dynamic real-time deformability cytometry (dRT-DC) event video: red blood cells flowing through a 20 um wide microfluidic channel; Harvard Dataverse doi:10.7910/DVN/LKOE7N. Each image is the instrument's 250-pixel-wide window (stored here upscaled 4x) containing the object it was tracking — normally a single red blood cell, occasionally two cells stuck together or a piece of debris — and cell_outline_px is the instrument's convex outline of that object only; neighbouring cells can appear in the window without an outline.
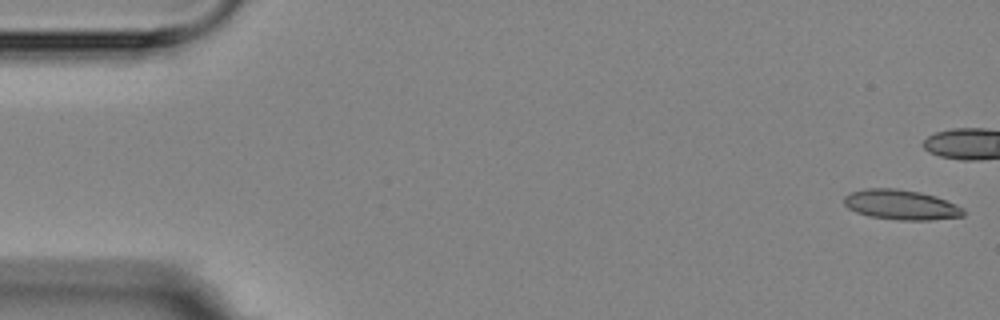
{"species": "Egyptian fruit bat (a non-hibernating species)", "species_latin": "Rousettus aegyptiacus", "temperature_condition": "room temperature", "stored_images_in_passage": 16, "camera_frame_rate_fps": 3000, "um_per_image_px": 0.085, "animal": {"sex": "female"}, "frame": {"image": 1, "passage_image": 1, "time_ms": 0.0, "image_size_px": [1000, 320], "cell_outline_px": [[964, 216], [932, 220], [900, 220], [868, 216], [856, 212], [848, 208], [844, 204], [844, 196], [852, 192], [864, 188], [896, 188], [920, 192], [936, 196], [956, 204], [964, 208]], "centroid_in_image_um": [76.59, 17.4], "position_along_channel_um": 8.4, "area_um2": 20.98}}
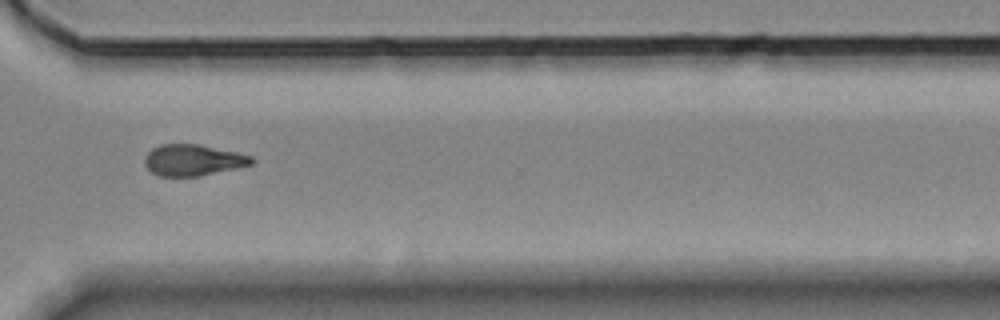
{"frame": {"image": 2, "passage_image": 12, "time_ms": 14.0, "image_size_px": [1000, 320], "cell_outline_px": [[256, 160], [252, 164], [236, 168], [200, 176], [160, 176], [152, 172], [144, 164], [144, 160], [148, 152], [152, 148], [160, 144], [200, 144], [236, 152], [252, 156]], "centroid_in_image_um": [16.41, 13.6], "position_along_channel_um": 354.2, "area_um2": 19.48}}
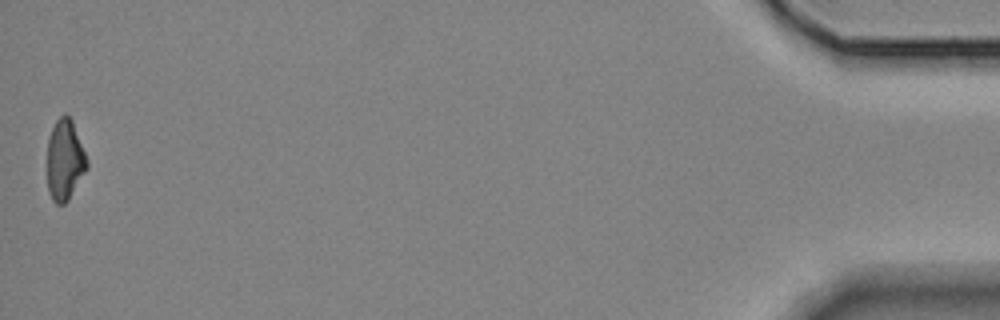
{"frame": {"image": 3, "passage_image": 16, "time_ms": 18.667, "image_size_px": [1000, 320], "cell_outline_px": [[88, 168], [68, 200], [64, 204], [56, 204], [52, 200], [48, 188], [48, 140], [52, 128], [56, 120], [64, 112], [72, 120], [88, 160]], "centroid_in_image_um": [5.52, 13.6], "position_along_channel_um": 429.7, "area_um2": 18.61}, "authors_computed_cell_mechanics": {"area_um2": 21.2126, "velocity_mm_per_s": 3.6209, "shape_relaxation_time_tau1_ms": null, "shape_relaxation_time_tau2_ms": 2.6437, "deformation_change_tau1": null, "deformation_change_tau2": 0.1222}}